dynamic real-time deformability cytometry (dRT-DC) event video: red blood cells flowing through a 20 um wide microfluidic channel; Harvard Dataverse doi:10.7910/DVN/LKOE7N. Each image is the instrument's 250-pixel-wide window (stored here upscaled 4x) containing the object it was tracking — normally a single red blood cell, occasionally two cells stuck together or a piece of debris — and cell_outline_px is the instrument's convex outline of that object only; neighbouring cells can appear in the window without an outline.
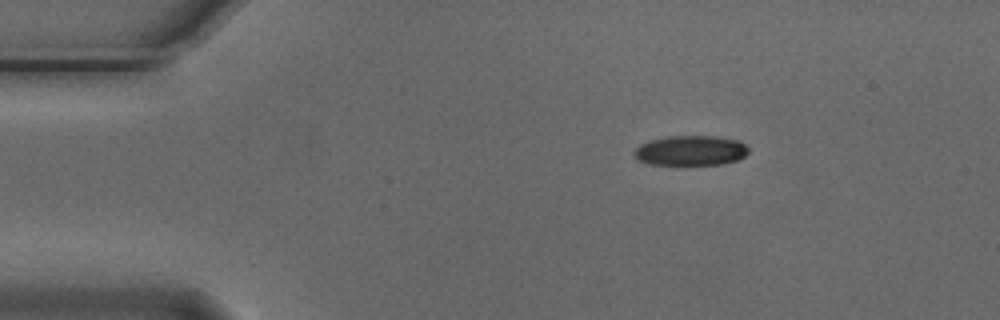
{"species": "Egyptian fruit bat (a non-hibernating species)", "species_latin": "Rousettus aegyptiacus", "temperature_condition": "cold", "stored_images_in_passage": 3, "camera_frame_rate_fps": 3000, "um_per_image_px": 0.085, "animal": {"sex": "male"}, "frame": {"image": 1, "passage_image": 1, "time_ms": 0.0, "image_size_px": [1000, 320], "cell_outline_px": [[748, 152], [740, 160], [724, 164], [688, 168], [676, 168], [648, 164], [636, 160], [632, 152], [640, 144], [652, 140], [668, 136], [716, 136], [740, 140], [748, 148]], "centroid_in_image_um": [58.68, 12.87], "position_along_channel_um": 26.3, "area_um2": 21.39}}
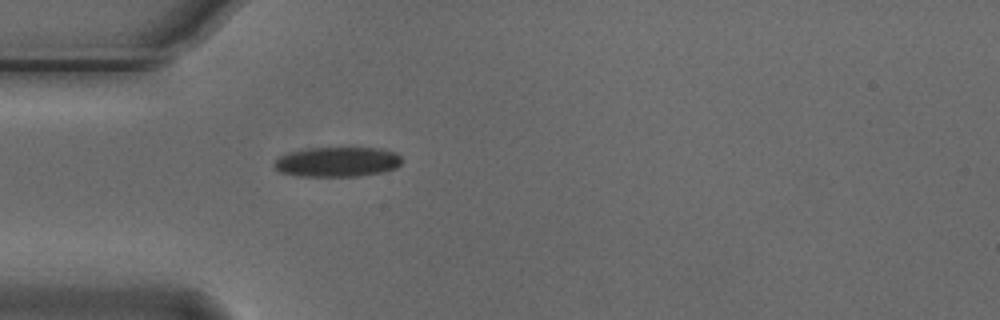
{"frame": {"image": 2, "passage_image": 3, "time_ms": 0.667, "image_size_px": [1000, 320], "cell_outline_px": [[400, 164], [396, 168], [380, 172], [360, 176], [296, 176], [280, 172], [272, 164], [280, 156], [292, 152], [312, 148], [380, 148], [396, 152], [400, 156]], "centroid_in_image_um": [28.68, 13.76], "position_along_channel_um": 56.3, "area_um2": 22.02}}